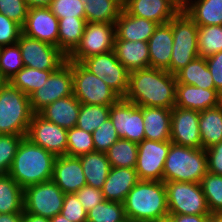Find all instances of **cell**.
<instances>
[{
  "mask_svg": "<svg viewBox=\"0 0 222 222\" xmlns=\"http://www.w3.org/2000/svg\"><path fill=\"white\" fill-rule=\"evenodd\" d=\"M177 80L174 74L158 68L130 72L125 100L138 107L172 109L176 102Z\"/></svg>",
  "mask_w": 222,
  "mask_h": 222,
  "instance_id": "obj_1",
  "label": "cell"
},
{
  "mask_svg": "<svg viewBox=\"0 0 222 222\" xmlns=\"http://www.w3.org/2000/svg\"><path fill=\"white\" fill-rule=\"evenodd\" d=\"M123 205L128 222H152L169 217L164 181L139 180Z\"/></svg>",
  "mask_w": 222,
  "mask_h": 222,
  "instance_id": "obj_2",
  "label": "cell"
},
{
  "mask_svg": "<svg viewBox=\"0 0 222 222\" xmlns=\"http://www.w3.org/2000/svg\"><path fill=\"white\" fill-rule=\"evenodd\" d=\"M56 156L24 137L17 149L8 174L25 187L52 179Z\"/></svg>",
  "mask_w": 222,
  "mask_h": 222,
  "instance_id": "obj_3",
  "label": "cell"
},
{
  "mask_svg": "<svg viewBox=\"0 0 222 222\" xmlns=\"http://www.w3.org/2000/svg\"><path fill=\"white\" fill-rule=\"evenodd\" d=\"M207 172V154L203 148L176 145L170 141L163 169L164 182L200 183Z\"/></svg>",
  "mask_w": 222,
  "mask_h": 222,
  "instance_id": "obj_4",
  "label": "cell"
},
{
  "mask_svg": "<svg viewBox=\"0 0 222 222\" xmlns=\"http://www.w3.org/2000/svg\"><path fill=\"white\" fill-rule=\"evenodd\" d=\"M33 114L29 96L7 82L0 92V135L26 136Z\"/></svg>",
  "mask_w": 222,
  "mask_h": 222,
  "instance_id": "obj_5",
  "label": "cell"
},
{
  "mask_svg": "<svg viewBox=\"0 0 222 222\" xmlns=\"http://www.w3.org/2000/svg\"><path fill=\"white\" fill-rule=\"evenodd\" d=\"M173 46L170 66L166 69L171 74L179 70L198 57V25L180 10L172 19Z\"/></svg>",
  "mask_w": 222,
  "mask_h": 222,
  "instance_id": "obj_6",
  "label": "cell"
},
{
  "mask_svg": "<svg viewBox=\"0 0 222 222\" xmlns=\"http://www.w3.org/2000/svg\"><path fill=\"white\" fill-rule=\"evenodd\" d=\"M72 67L73 95L82 104L111 106L120 97L95 74L81 63L66 60Z\"/></svg>",
  "mask_w": 222,
  "mask_h": 222,
  "instance_id": "obj_7",
  "label": "cell"
},
{
  "mask_svg": "<svg viewBox=\"0 0 222 222\" xmlns=\"http://www.w3.org/2000/svg\"><path fill=\"white\" fill-rule=\"evenodd\" d=\"M169 214L209 215L207 200L200 183L164 182Z\"/></svg>",
  "mask_w": 222,
  "mask_h": 222,
  "instance_id": "obj_8",
  "label": "cell"
},
{
  "mask_svg": "<svg viewBox=\"0 0 222 222\" xmlns=\"http://www.w3.org/2000/svg\"><path fill=\"white\" fill-rule=\"evenodd\" d=\"M23 197L26 213L51 219L61 213L65 193L49 180L25 187Z\"/></svg>",
  "mask_w": 222,
  "mask_h": 222,
  "instance_id": "obj_9",
  "label": "cell"
},
{
  "mask_svg": "<svg viewBox=\"0 0 222 222\" xmlns=\"http://www.w3.org/2000/svg\"><path fill=\"white\" fill-rule=\"evenodd\" d=\"M81 64L101 78L120 98H124L129 85L130 72L118 61L114 51L90 56Z\"/></svg>",
  "mask_w": 222,
  "mask_h": 222,
  "instance_id": "obj_10",
  "label": "cell"
},
{
  "mask_svg": "<svg viewBox=\"0 0 222 222\" xmlns=\"http://www.w3.org/2000/svg\"><path fill=\"white\" fill-rule=\"evenodd\" d=\"M115 37V24L87 22L80 42L67 60L81 63L90 56L113 51Z\"/></svg>",
  "mask_w": 222,
  "mask_h": 222,
  "instance_id": "obj_11",
  "label": "cell"
},
{
  "mask_svg": "<svg viewBox=\"0 0 222 222\" xmlns=\"http://www.w3.org/2000/svg\"><path fill=\"white\" fill-rule=\"evenodd\" d=\"M71 95H73V73L71 65L66 61L51 73L43 86L29 96L32 112L39 113L47 105Z\"/></svg>",
  "mask_w": 222,
  "mask_h": 222,
  "instance_id": "obj_12",
  "label": "cell"
},
{
  "mask_svg": "<svg viewBox=\"0 0 222 222\" xmlns=\"http://www.w3.org/2000/svg\"><path fill=\"white\" fill-rule=\"evenodd\" d=\"M24 66L38 70H57L67 56L56 46L21 34L17 42Z\"/></svg>",
  "mask_w": 222,
  "mask_h": 222,
  "instance_id": "obj_13",
  "label": "cell"
},
{
  "mask_svg": "<svg viewBox=\"0 0 222 222\" xmlns=\"http://www.w3.org/2000/svg\"><path fill=\"white\" fill-rule=\"evenodd\" d=\"M109 118L120 138L136 143L145 139L143 107L120 98L110 106Z\"/></svg>",
  "mask_w": 222,
  "mask_h": 222,
  "instance_id": "obj_14",
  "label": "cell"
},
{
  "mask_svg": "<svg viewBox=\"0 0 222 222\" xmlns=\"http://www.w3.org/2000/svg\"><path fill=\"white\" fill-rule=\"evenodd\" d=\"M170 141L144 139L138 143L135 170L139 180L163 181V169Z\"/></svg>",
  "mask_w": 222,
  "mask_h": 222,
  "instance_id": "obj_15",
  "label": "cell"
},
{
  "mask_svg": "<svg viewBox=\"0 0 222 222\" xmlns=\"http://www.w3.org/2000/svg\"><path fill=\"white\" fill-rule=\"evenodd\" d=\"M26 137L55 156L67 155V129L34 113Z\"/></svg>",
  "mask_w": 222,
  "mask_h": 222,
  "instance_id": "obj_16",
  "label": "cell"
},
{
  "mask_svg": "<svg viewBox=\"0 0 222 222\" xmlns=\"http://www.w3.org/2000/svg\"><path fill=\"white\" fill-rule=\"evenodd\" d=\"M199 118V111L174 106L171 109L170 141L176 145L202 148Z\"/></svg>",
  "mask_w": 222,
  "mask_h": 222,
  "instance_id": "obj_17",
  "label": "cell"
},
{
  "mask_svg": "<svg viewBox=\"0 0 222 222\" xmlns=\"http://www.w3.org/2000/svg\"><path fill=\"white\" fill-rule=\"evenodd\" d=\"M58 24L59 19L48 7L30 8L22 33L58 47Z\"/></svg>",
  "mask_w": 222,
  "mask_h": 222,
  "instance_id": "obj_18",
  "label": "cell"
},
{
  "mask_svg": "<svg viewBox=\"0 0 222 222\" xmlns=\"http://www.w3.org/2000/svg\"><path fill=\"white\" fill-rule=\"evenodd\" d=\"M65 194L76 193L87 185L78 157L56 156L51 179Z\"/></svg>",
  "mask_w": 222,
  "mask_h": 222,
  "instance_id": "obj_19",
  "label": "cell"
},
{
  "mask_svg": "<svg viewBox=\"0 0 222 222\" xmlns=\"http://www.w3.org/2000/svg\"><path fill=\"white\" fill-rule=\"evenodd\" d=\"M123 9L158 25L168 23L181 10L172 0H127Z\"/></svg>",
  "mask_w": 222,
  "mask_h": 222,
  "instance_id": "obj_20",
  "label": "cell"
},
{
  "mask_svg": "<svg viewBox=\"0 0 222 222\" xmlns=\"http://www.w3.org/2000/svg\"><path fill=\"white\" fill-rule=\"evenodd\" d=\"M222 103V95L216 89H203L187 84H176L175 106L204 111Z\"/></svg>",
  "mask_w": 222,
  "mask_h": 222,
  "instance_id": "obj_21",
  "label": "cell"
},
{
  "mask_svg": "<svg viewBox=\"0 0 222 222\" xmlns=\"http://www.w3.org/2000/svg\"><path fill=\"white\" fill-rule=\"evenodd\" d=\"M173 46L171 20L159 24L148 40L149 65L151 68L166 70L170 66Z\"/></svg>",
  "mask_w": 222,
  "mask_h": 222,
  "instance_id": "obj_22",
  "label": "cell"
},
{
  "mask_svg": "<svg viewBox=\"0 0 222 222\" xmlns=\"http://www.w3.org/2000/svg\"><path fill=\"white\" fill-rule=\"evenodd\" d=\"M138 181L139 178L135 168L111 167L101 189L104 199L123 203L128 193Z\"/></svg>",
  "mask_w": 222,
  "mask_h": 222,
  "instance_id": "obj_23",
  "label": "cell"
},
{
  "mask_svg": "<svg viewBox=\"0 0 222 222\" xmlns=\"http://www.w3.org/2000/svg\"><path fill=\"white\" fill-rule=\"evenodd\" d=\"M157 23L128 14L124 9L115 22V39L148 42Z\"/></svg>",
  "mask_w": 222,
  "mask_h": 222,
  "instance_id": "obj_24",
  "label": "cell"
},
{
  "mask_svg": "<svg viewBox=\"0 0 222 222\" xmlns=\"http://www.w3.org/2000/svg\"><path fill=\"white\" fill-rule=\"evenodd\" d=\"M113 51L129 72L150 67L148 42L115 39Z\"/></svg>",
  "mask_w": 222,
  "mask_h": 222,
  "instance_id": "obj_25",
  "label": "cell"
},
{
  "mask_svg": "<svg viewBox=\"0 0 222 222\" xmlns=\"http://www.w3.org/2000/svg\"><path fill=\"white\" fill-rule=\"evenodd\" d=\"M80 107V101L71 95L47 105L39 114L59 127L71 129L76 126Z\"/></svg>",
  "mask_w": 222,
  "mask_h": 222,
  "instance_id": "obj_26",
  "label": "cell"
},
{
  "mask_svg": "<svg viewBox=\"0 0 222 222\" xmlns=\"http://www.w3.org/2000/svg\"><path fill=\"white\" fill-rule=\"evenodd\" d=\"M145 139L170 141L171 109L143 107Z\"/></svg>",
  "mask_w": 222,
  "mask_h": 222,
  "instance_id": "obj_27",
  "label": "cell"
},
{
  "mask_svg": "<svg viewBox=\"0 0 222 222\" xmlns=\"http://www.w3.org/2000/svg\"><path fill=\"white\" fill-rule=\"evenodd\" d=\"M183 10L198 26L222 25V0H185Z\"/></svg>",
  "mask_w": 222,
  "mask_h": 222,
  "instance_id": "obj_28",
  "label": "cell"
},
{
  "mask_svg": "<svg viewBox=\"0 0 222 222\" xmlns=\"http://www.w3.org/2000/svg\"><path fill=\"white\" fill-rule=\"evenodd\" d=\"M87 185L102 189L111 169L105 152L93 151L78 157Z\"/></svg>",
  "mask_w": 222,
  "mask_h": 222,
  "instance_id": "obj_29",
  "label": "cell"
},
{
  "mask_svg": "<svg viewBox=\"0 0 222 222\" xmlns=\"http://www.w3.org/2000/svg\"><path fill=\"white\" fill-rule=\"evenodd\" d=\"M199 131L204 150L222 141V103L200 111Z\"/></svg>",
  "mask_w": 222,
  "mask_h": 222,
  "instance_id": "obj_30",
  "label": "cell"
},
{
  "mask_svg": "<svg viewBox=\"0 0 222 222\" xmlns=\"http://www.w3.org/2000/svg\"><path fill=\"white\" fill-rule=\"evenodd\" d=\"M84 6L85 19L92 23L115 24L123 11L121 0H80Z\"/></svg>",
  "mask_w": 222,
  "mask_h": 222,
  "instance_id": "obj_31",
  "label": "cell"
},
{
  "mask_svg": "<svg viewBox=\"0 0 222 222\" xmlns=\"http://www.w3.org/2000/svg\"><path fill=\"white\" fill-rule=\"evenodd\" d=\"M177 83L201 87L203 89H215L206 58L197 57L175 74Z\"/></svg>",
  "mask_w": 222,
  "mask_h": 222,
  "instance_id": "obj_32",
  "label": "cell"
},
{
  "mask_svg": "<svg viewBox=\"0 0 222 222\" xmlns=\"http://www.w3.org/2000/svg\"><path fill=\"white\" fill-rule=\"evenodd\" d=\"M23 188L8 173H0V214L24 212Z\"/></svg>",
  "mask_w": 222,
  "mask_h": 222,
  "instance_id": "obj_33",
  "label": "cell"
},
{
  "mask_svg": "<svg viewBox=\"0 0 222 222\" xmlns=\"http://www.w3.org/2000/svg\"><path fill=\"white\" fill-rule=\"evenodd\" d=\"M85 18H61L58 26V48L68 56L78 45L83 36Z\"/></svg>",
  "mask_w": 222,
  "mask_h": 222,
  "instance_id": "obj_34",
  "label": "cell"
},
{
  "mask_svg": "<svg viewBox=\"0 0 222 222\" xmlns=\"http://www.w3.org/2000/svg\"><path fill=\"white\" fill-rule=\"evenodd\" d=\"M56 70H38L24 66L18 73L8 81L12 86L30 96L39 87L45 84L51 73Z\"/></svg>",
  "mask_w": 222,
  "mask_h": 222,
  "instance_id": "obj_35",
  "label": "cell"
},
{
  "mask_svg": "<svg viewBox=\"0 0 222 222\" xmlns=\"http://www.w3.org/2000/svg\"><path fill=\"white\" fill-rule=\"evenodd\" d=\"M105 153L111 167L135 168L138 143L120 138Z\"/></svg>",
  "mask_w": 222,
  "mask_h": 222,
  "instance_id": "obj_36",
  "label": "cell"
},
{
  "mask_svg": "<svg viewBox=\"0 0 222 222\" xmlns=\"http://www.w3.org/2000/svg\"><path fill=\"white\" fill-rule=\"evenodd\" d=\"M198 57L208 58L222 51V25L198 26Z\"/></svg>",
  "mask_w": 222,
  "mask_h": 222,
  "instance_id": "obj_37",
  "label": "cell"
},
{
  "mask_svg": "<svg viewBox=\"0 0 222 222\" xmlns=\"http://www.w3.org/2000/svg\"><path fill=\"white\" fill-rule=\"evenodd\" d=\"M110 115V106L82 104L76 127L92 133L104 123Z\"/></svg>",
  "mask_w": 222,
  "mask_h": 222,
  "instance_id": "obj_38",
  "label": "cell"
},
{
  "mask_svg": "<svg viewBox=\"0 0 222 222\" xmlns=\"http://www.w3.org/2000/svg\"><path fill=\"white\" fill-rule=\"evenodd\" d=\"M87 222H128V220L123 203L104 200L87 212Z\"/></svg>",
  "mask_w": 222,
  "mask_h": 222,
  "instance_id": "obj_39",
  "label": "cell"
},
{
  "mask_svg": "<svg viewBox=\"0 0 222 222\" xmlns=\"http://www.w3.org/2000/svg\"><path fill=\"white\" fill-rule=\"evenodd\" d=\"M200 184L210 213H222V175L207 172Z\"/></svg>",
  "mask_w": 222,
  "mask_h": 222,
  "instance_id": "obj_40",
  "label": "cell"
},
{
  "mask_svg": "<svg viewBox=\"0 0 222 222\" xmlns=\"http://www.w3.org/2000/svg\"><path fill=\"white\" fill-rule=\"evenodd\" d=\"M95 151L92 133L78 127L67 129V156L79 157Z\"/></svg>",
  "mask_w": 222,
  "mask_h": 222,
  "instance_id": "obj_41",
  "label": "cell"
},
{
  "mask_svg": "<svg viewBox=\"0 0 222 222\" xmlns=\"http://www.w3.org/2000/svg\"><path fill=\"white\" fill-rule=\"evenodd\" d=\"M24 67L19 45L2 46L0 50V74L9 81Z\"/></svg>",
  "mask_w": 222,
  "mask_h": 222,
  "instance_id": "obj_42",
  "label": "cell"
},
{
  "mask_svg": "<svg viewBox=\"0 0 222 222\" xmlns=\"http://www.w3.org/2000/svg\"><path fill=\"white\" fill-rule=\"evenodd\" d=\"M26 136L0 135V173H8L21 140Z\"/></svg>",
  "mask_w": 222,
  "mask_h": 222,
  "instance_id": "obj_43",
  "label": "cell"
},
{
  "mask_svg": "<svg viewBox=\"0 0 222 222\" xmlns=\"http://www.w3.org/2000/svg\"><path fill=\"white\" fill-rule=\"evenodd\" d=\"M95 151L106 152L120 137L110 118L92 132Z\"/></svg>",
  "mask_w": 222,
  "mask_h": 222,
  "instance_id": "obj_44",
  "label": "cell"
},
{
  "mask_svg": "<svg viewBox=\"0 0 222 222\" xmlns=\"http://www.w3.org/2000/svg\"><path fill=\"white\" fill-rule=\"evenodd\" d=\"M84 4L80 0H52L50 11L58 18H85Z\"/></svg>",
  "mask_w": 222,
  "mask_h": 222,
  "instance_id": "obj_45",
  "label": "cell"
},
{
  "mask_svg": "<svg viewBox=\"0 0 222 222\" xmlns=\"http://www.w3.org/2000/svg\"><path fill=\"white\" fill-rule=\"evenodd\" d=\"M61 214L70 222H87V212L75 193L65 194Z\"/></svg>",
  "mask_w": 222,
  "mask_h": 222,
  "instance_id": "obj_46",
  "label": "cell"
},
{
  "mask_svg": "<svg viewBox=\"0 0 222 222\" xmlns=\"http://www.w3.org/2000/svg\"><path fill=\"white\" fill-rule=\"evenodd\" d=\"M22 34V26L0 13V46L16 44Z\"/></svg>",
  "mask_w": 222,
  "mask_h": 222,
  "instance_id": "obj_47",
  "label": "cell"
},
{
  "mask_svg": "<svg viewBox=\"0 0 222 222\" xmlns=\"http://www.w3.org/2000/svg\"><path fill=\"white\" fill-rule=\"evenodd\" d=\"M27 12L28 7L24 0H0V13L21 26L25 24Z\"/></svg>",
  "mask_w": 222,
  "mask_h": 222,
  "instance_id": "obj_48",
  "label": "cell"
},
{
  "mask_svg": "<svg viewBox=\"0 0 222 222\" xmlns=\"http://www.w3.org/2000/svg\"><path fill=\"white\" fill-rule=\"evenodd\" d=\"M75 194L86 212L105 200L101 189L89 185L82 187Z\"/></svg>",
  "mask_w": 222,
  "mask_h": 222,
  "instance_id": "obj_49",
  "label": "cell"
},
{
  "mask_svg": "<svg viewBox=\"0 0 222 222\" xmlns=\"http://www.w3.org/2000/svg\"><path fill=\"white\" fill-rule=\"evenodd\" d=\"M215 89L222 95V51L206 58Z\"/></svg>",
  "mask_w": 222,
  "mask_h": 222,
  "instance_id": "obj_50",
  "label": "cell"
},
{
  "mask_svg": "<svg viewBox=\"0 0 222 222\" xmlns=\"http://www.w3.org/2000/svg\"><path fill=\"white\" fill-rule=\"evenodd\" d=\"M208 172L222 175V141L205 150Z\"/></svg>",
  "mask_w": 222,
  "mask_h": 222,
  "instance_id": "obj_51",
  "label": "cell"
},
{
  "mask_svg": "<svg viewBox=\"0 0 222 222\" xmlns=\"http://www.w3.org/2000/svg\"><path fill=\"white\" fill-rule=\"evenodd\" d=\"M172 222H208L209 215L169 214Z\"/></svg>",
  "mask_w": 222,
  "mask_h": 222,
  "instance_id": "obj_52",
  "label": "cell"
},
{
  "mask_svg": "<svg viewBox=\"0 0 222 222\" xmlns=\"http://www.w3.org/2000/svg\"><path fill=\"white\" fill-rule=\"evenodd\" d=\"M23 213H2L0 222H22Z\"/></svg>",
  "mask_w": 222,
  "mask_h": 222,
  "instance_id": "obj_53",
  "label": "cell"
},
{
  "mask_svg": "<svg viewBox=\"0 0 222 222\" xmlns=\"http://www.w3.org/2000/svg\"><path fill=\"white\" fill-rule=\"evenodd\" d=\"M28 9L39 8V7H49L52 0H24Z\"/></svg>",
  "mask_w": 222,
  "mask_h": 222,
  "instance_id": "obj_54",
  "label": "cell"
},
{
  "mask_svg": "<svg viewBox=\"0 0 222 222\" xmlns=\"http://www.w3.org/2000/svg\"><path fill=\"white\" fill-rule=\"evenodd\" d=\"M22 222H50L48 218L23 212Z\"/></svg>",
  "mask_w": 222,
  "mask_h": 222,
  "instance_id": "obj_55",
  "label": "cell"
},
{
  "mask_svg": "<svg viewBox=\"0 0 222 222\" xmlns=\"http://www.w3.org/2000/svg\"><path fill=\"white\" fill-rule=\"evenodd\" d=\"M208 222H222V213H210Z\"/></svg>",
  "mask_w": 222,
  "mask_h": 222,
  "instance_id": "obj_56",
  "label": "cell"
},
{
  "mask_svg": "<svg viewBox=\"0 0 222 222\" xmlns=\"http://www.w3.org/2000/svg\"><path fill=\"white\" fill-rule=\"evenodd\" d=\"M50 222H70L67 218H65L61 213L55 215L51 219H49Z\"/></svg>",
  "mask_w": 222,
  "mask_h": 222,
  "instance_id": "obj_57",
  "label": "cell"
},
{
  "mask_svg": "<svg viewBox=\"0 0 222 222\" xmlns=\"http://www.w3.org/2000/svg\"><path fill=\"white\" fill-rule=\"evenodd\" d=\"M181 10H183L185 6V0H172Z\"/></svg>",
  "mask_w": 222,
  "mask_h": 222,
  "instance_id": "obj_58",
  "label": "cell"
},
{
  "mask_svg": "<svg viewBox=\"0 0 222 222\" xmlns=\"http://www.w3.org/2000/svg\"><path fill=\"white\" fill-rule=\"evenodd\" d=\"M7 80L0 74V92L2 91V88L7 84Z\"/></svg>",
  "mask_w": 222,
  "mask_h": 222,
  "instance_id": "obj_59",
  "label": "cell"
},
{
  "mask_svg": "<svg viewBox=\"0 0 222 222\" xmlns=\"http://www.w3.org/2000/svg\"><path fill=\"white\" fill-rule=\"evenodd\" d=\"M152 222H172V220L170 217H166V218L159 219L157 221H152Z\"/></svg>",
  "mask_w": 222,
  "mask_h": 222,
  "instance_id": "obj_60",
  "label": "cell"
}]
</instances>
